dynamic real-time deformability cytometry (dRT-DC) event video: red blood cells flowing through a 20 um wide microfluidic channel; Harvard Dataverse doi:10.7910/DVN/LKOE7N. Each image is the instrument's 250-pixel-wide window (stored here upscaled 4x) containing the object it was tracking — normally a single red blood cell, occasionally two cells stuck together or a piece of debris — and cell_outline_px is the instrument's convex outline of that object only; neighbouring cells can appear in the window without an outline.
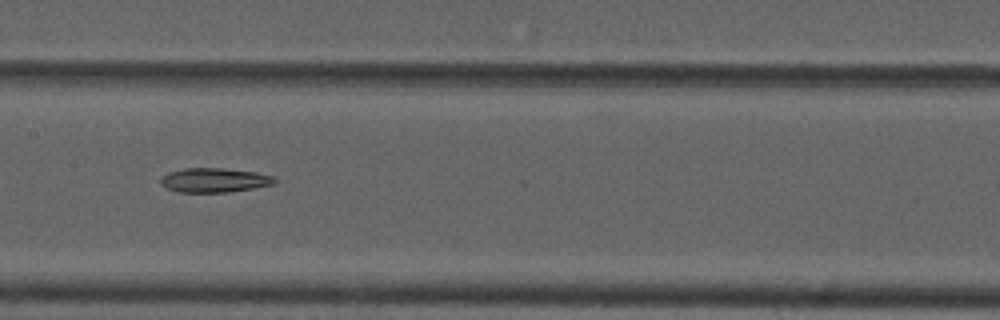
{"species": "common noctule bat (a hibernating species)", "species_latin": "Nyctalus noctula", "temperature_condition": "cold", "stored_images_in_passage": 39, "camera_frame_rate_fps": 3000, "um_per_image_px": 0.085, "animal": {"sex": "male", "forearm_length_mm": 52.5}, "frame": {"image": 1, "passage_image": 12, "time_ms": 3.667, "image_size_px": [1000, 320], "cell_outline_px": [[276, 184], [228, 192], [180, 192], [168, 188], [160, 184], [160, 180], [168, 172], [184, 168], [224, 168], [256, 172], [272, 176], [276, 180]], "centroid_in_image_um": [18.23, 15.31], "position_along_channel_um": 189.2, "area_um2": 16.07}}